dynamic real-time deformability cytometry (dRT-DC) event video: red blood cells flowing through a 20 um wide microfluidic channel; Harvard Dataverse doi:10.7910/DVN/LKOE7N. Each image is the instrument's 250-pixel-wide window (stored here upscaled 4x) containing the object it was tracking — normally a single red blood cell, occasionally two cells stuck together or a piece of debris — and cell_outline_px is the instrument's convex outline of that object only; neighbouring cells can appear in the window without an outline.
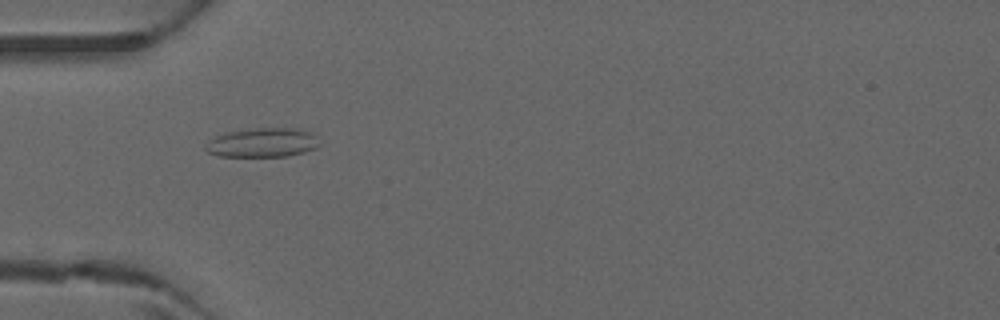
{"species": "common noctule bat (a hibernating species)", "species_latin": "Nyctalus noctula", "temperature_condition": "warm", "stored_images_in_passage": 46, "camera_frame_rate_fps": 3000, "um_per_image_px": 0.085, "animal": {"sex": "male", "forearm_length_mm": 52.5}, "frame": {"image": 1, "passage_image": 15, "time_ms": 4.667, "image_size_px": [1000, 320], "cell_outline_px": [[316, 148], [304, 152], [288, 156], [216, 156], [208, 152], [204, 148], [204, 144], [208, 140], [224, 132], [256, 128], [300, 128], [312, 132], [316, 136]], "centroid_in_image_um": [22.26, 12.11], "position_along_channel_um": 62.7, "area_um2": 19.48}}
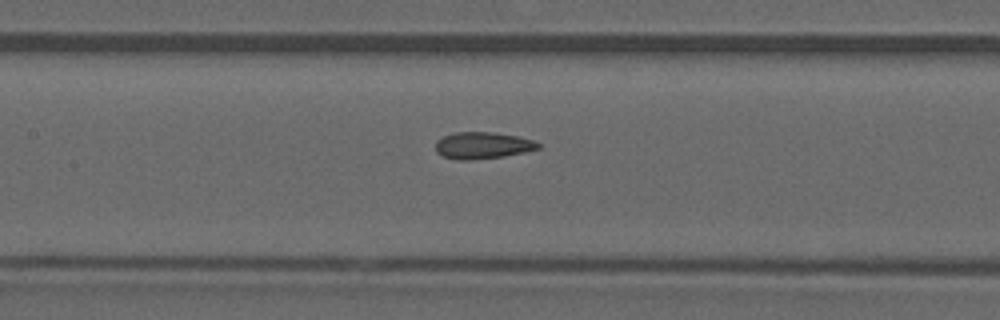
{"frame": {"image": 2, "passage_image": 22, "time_ms": 7.0, "image_size_px": [1000, 320], "cell_outline_px": [[540, 148], [524, 152], [504, 156], [472, 160], [456, 160], [444, 156], [436, 152], [436, 140], [444, 136], [456, 132], [492, 132], [516, 136], [532, 140], [540, 144]], "centroid_in_image_um": [41.0, 12.36], "position_along_channel_um": 166.4, "area_um2": 15.9}}
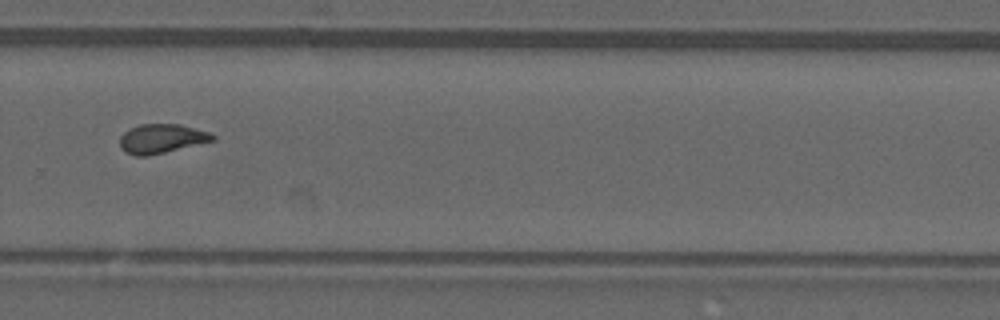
{"frame": {"image": 3, "passage_image": 32, "time_ms": 10.333, "image_size_px": [1000, 320], "cell_outline_px": [[216, 140], [148, 156], [136, 156], [124, 152], [120, 148], [120, 136], [124, 132], [140, 124], [180, 124], [208, 132], [216, 136]], "centroid_in_image_um": [13.72, 11.79], "position_along_channel_um": 316.1, "area_um2": 15.78}}